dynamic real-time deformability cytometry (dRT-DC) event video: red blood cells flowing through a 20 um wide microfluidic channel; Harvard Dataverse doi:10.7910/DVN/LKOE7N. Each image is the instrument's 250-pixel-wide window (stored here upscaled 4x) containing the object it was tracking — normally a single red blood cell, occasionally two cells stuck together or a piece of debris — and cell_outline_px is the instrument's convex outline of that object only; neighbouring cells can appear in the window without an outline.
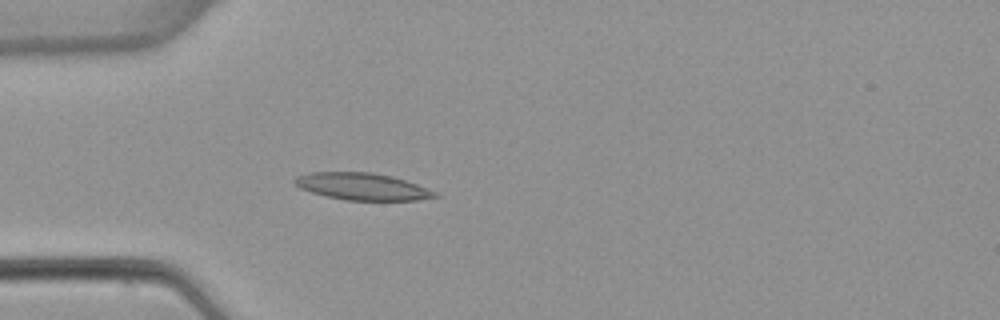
{"species": "common noctule bat (a hibernating species)", "species_latin": "Nyctalus noctula", "temperature_condition": "warm", "stored_images_in_passage": 3, "camera_frame_rate_fps": 3000, "um_per_image_px": 0.085, "animal": {"sex": "female", "body_mass_g": 22.7, "forearm_length_mm": 54.2}, "frame": {"image": 1, "passage_image": 3, "time_ms": 4.333, "image_size_px": [1000, 320], "cell_outline_px": [[440, 196], [416, 200], [344, 200], [312, 192], [300, 188], [292, 180], [296, 176], [312, 172], [372, 172], [392, 176], [416, 184], [436, 192]], "centroid_in_image_um": [30.78, 15.85], "position_along_channel_um": 54.2, "area_um2": 21.85}}